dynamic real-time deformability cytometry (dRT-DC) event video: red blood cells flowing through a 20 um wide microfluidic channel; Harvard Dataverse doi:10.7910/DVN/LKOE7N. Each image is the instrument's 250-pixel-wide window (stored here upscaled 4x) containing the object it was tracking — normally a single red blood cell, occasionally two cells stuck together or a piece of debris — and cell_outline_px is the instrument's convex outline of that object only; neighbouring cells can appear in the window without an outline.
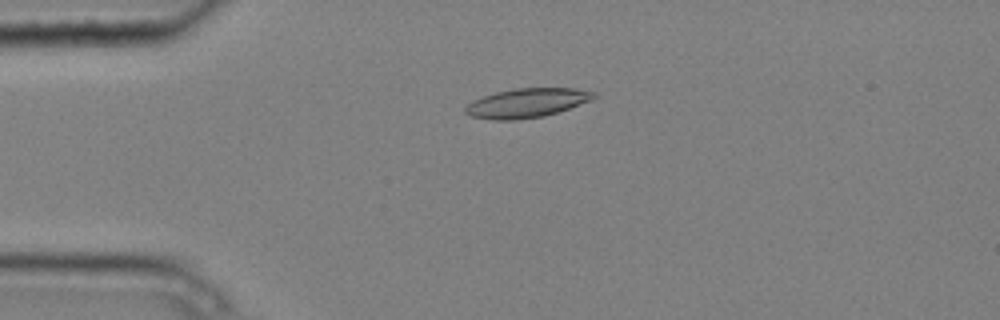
{"species": "common noctule bat (a hibernating species)", "species_latin": "Nyctalus noctula", "temperature_condition": "cold", "stored_images_in_passage": 6, "camera_frame_rate_fps": 3000, "um_per_image_px": 0.085, "animal": {"sex": "male", "body_mass_g": 20.4}, "frame": {"image": 1, "passage_image": 4, "time_ms": 1.0, "image_size_px": [1000, 320], "cell_outline_px": [[596, 96], [592, 100], [544, 116], [516, 120], [492, 120], [472, 116], [464, 112], [464, 108], [472, 100], [496, 92], [516, 88], [576, 88], [596, 92]], "centroid_in_image_um": [44.77, 8.75], "position_along_channel_um": 40.2, "area_um2": 21.79}}
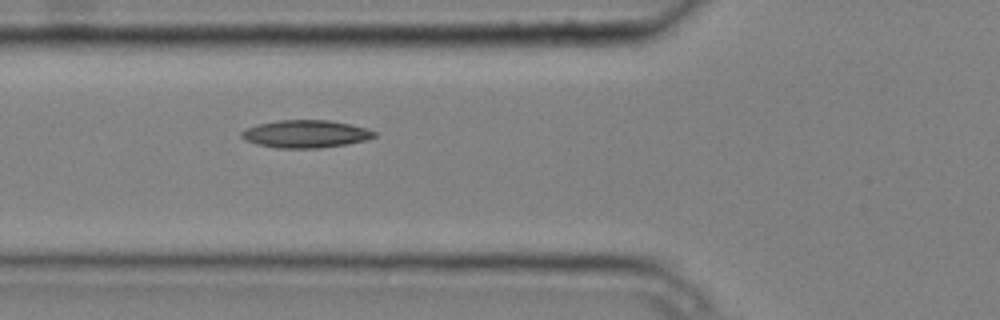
{"frame": {"image": 2, "passage_image": 6, "time_ms": 1.667, "image_size_px": [1000, 320], "cell_outline_px": [[376, 136], [368, 140], [348, 144], [320, 148], [276, 148], [256, 144], [244, 140], [240, 136], [240, 132], [248, 128], [260, 124], [280, 120], [328, 120], [368, 128], [376, 132]], "centroid_in_image_um": [26.0, 11.39], "position_along_channel_um": 99.8, "area_um2": 21.44}}